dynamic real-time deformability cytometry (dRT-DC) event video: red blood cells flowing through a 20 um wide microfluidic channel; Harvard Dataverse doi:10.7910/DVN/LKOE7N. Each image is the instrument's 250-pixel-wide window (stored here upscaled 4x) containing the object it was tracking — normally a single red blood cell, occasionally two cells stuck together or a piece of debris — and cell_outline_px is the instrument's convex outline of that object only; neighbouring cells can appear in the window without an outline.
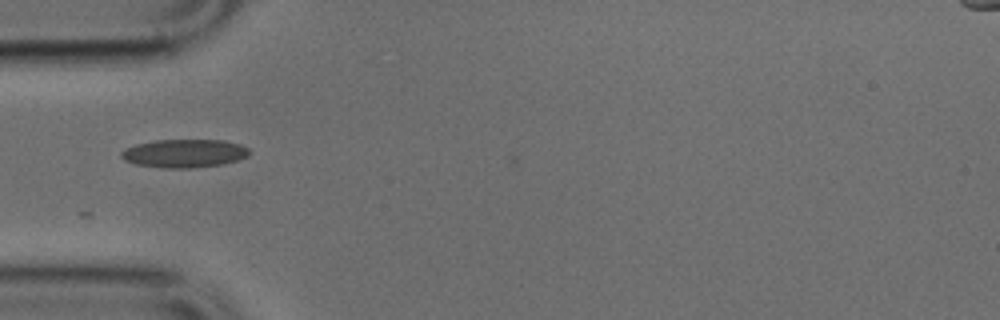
{"species": "common noctule bat (a hibernating species)", "species_latin": "Nyctalus noctula", "temperature_condition": "cold", "stored_images_in_passage": 16, "camera_frame_rate_fps": 3000, "um_per_image_px": 0.085, "animal": {"sex": "male", "body_mass_g": 17.9, "forearm_length_mm": 54.2}, "frame": {"image": 1, "passage_image": 1, "time_ms": 0.0, "image_size_px": [1000, 320], "cell_outline_px": [[252, 152], [248, 156], [236, 160], [220, 164], [188, 168], [164, 168], [136, 164], [124, 160], [120, 156], [120, 152], [124, 148], [136, 144], [156, 140], [224, 140], [240, 144], [248, 148]], "centroid_in_image_um": [15.65, 13.02], "position_along_channel_um": 69.4, "area_um2": 21.1}}